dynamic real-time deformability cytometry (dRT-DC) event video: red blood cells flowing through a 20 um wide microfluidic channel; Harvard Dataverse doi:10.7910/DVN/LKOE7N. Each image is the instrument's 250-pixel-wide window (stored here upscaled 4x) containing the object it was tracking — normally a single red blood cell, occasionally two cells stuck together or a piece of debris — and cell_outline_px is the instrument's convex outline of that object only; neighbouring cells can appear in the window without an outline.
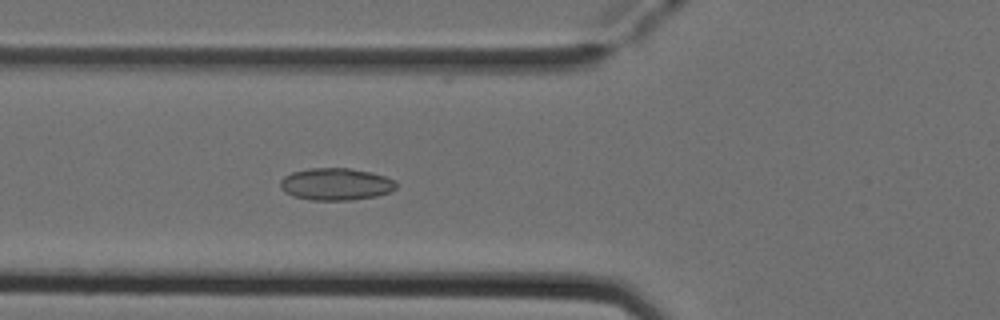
{"species": "Egyptian fruit bat (a non-hibernating species)", "species_latin": "Rousettus aegyptiacus", "temperature_condition": "cold", "stored_images_in_passage": 36, "camera_frame_rate_fps": 3000, "um_per_image_px": 0.085, "animal": {"sex": "female"}, "frame": {"image": 1, "passage_image": 4, "time_ms": 1.0, "image_size_px": [1000, 320], "cell_outline_px": [[396, 188], [392, 192], [376, 196], [348, 200], [312, 200], [292, 196], [284, 192], [280, 188], [280, 180], [284, 176], [292, 172], [308, 168], [348, 168], [372, 172], [396, 180]], "centroid_in_image_um": [28.54, 15.65], "position_along_channel_um": 97.3, "area_um2": 21.91}}
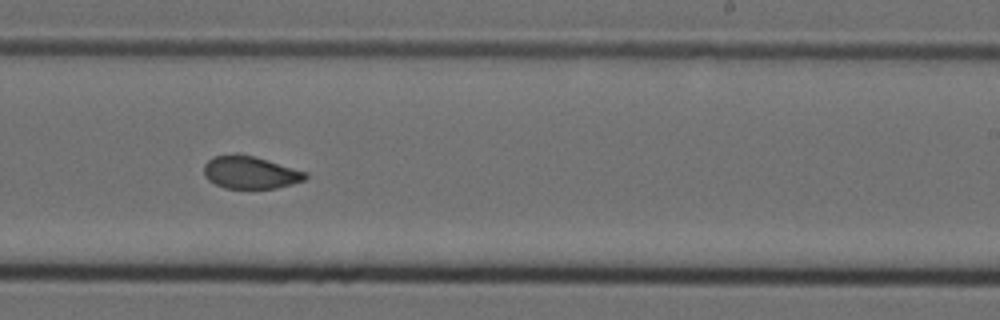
{"frame": {"image": 2, "passage_image": 17, "time_ms": 5.333, "image_size_px": [1000, 320], "cell_outline_px": [[308, 176], [304, 180], [292, 184], [276, 188], [224, 188], [208, 180], [204, 176], [204, 164], [212, 156], [236, 152], [252, 156], [308, 172]], "centroid_in_image_um": [21.24, 14.64], "position_along_channel_um": 267.8, "area_um2": 19.36}}
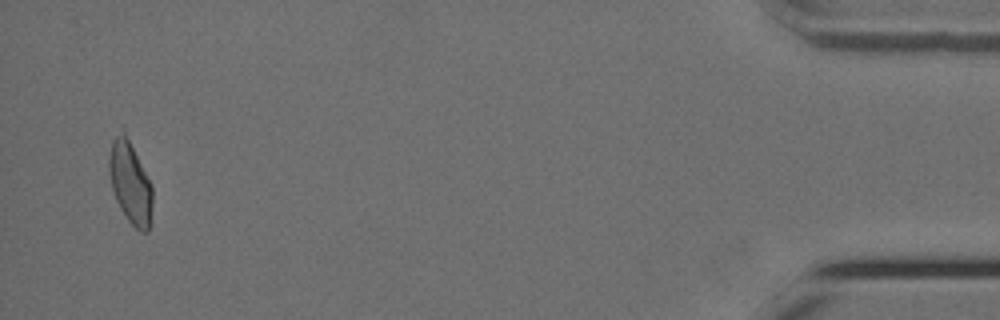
{"frame": {"image": 3, "passage_image": 35, "time_ms": 11.333, "image_size_px": [1000, 320], "cell_outline_px": [[152, 204], [148, 232], [140, 232], [124, 216], [116, 200], [112, 188], [108, 168], [108, 160], [112, 140], [124, 128], [152, 184]], "centroid_in_image_um": [11.07, 15.5], "position_along_channel_um": 424.1, "area_um2": 20.87}, "authors_computed_cell_mechanics": {"area_um2": 20.2589, "velocity_mm_per_s": 3.9377, "shape_relaxation_time_tau1_ms": null, "shape_relaxation_time_tau2_ms": 2.0188, "deformation_change_tau1": null, "deformation_change_tau2": 0.0512}}